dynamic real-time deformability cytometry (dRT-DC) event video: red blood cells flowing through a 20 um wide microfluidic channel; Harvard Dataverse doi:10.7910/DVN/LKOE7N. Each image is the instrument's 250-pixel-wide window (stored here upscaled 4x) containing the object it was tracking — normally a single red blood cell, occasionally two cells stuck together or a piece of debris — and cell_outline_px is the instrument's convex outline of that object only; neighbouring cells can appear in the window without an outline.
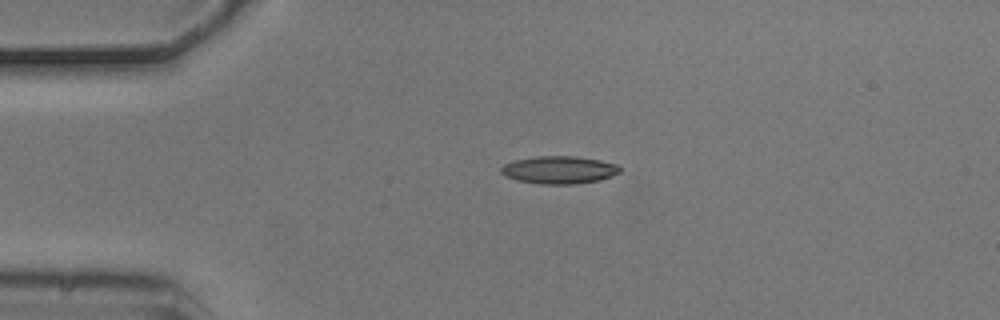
{"species": "common noctule bat (a hibernating species)", "species_latin": "Nyctalus noctula", "temperature_condition": "cold", "stored_images_in_passage": 4, "camera_frame_rate_fps": 3000, "um_per_image_px": 0.085, "animal": {"sex": "male", "body_mass_g": 20.5, "forearm_length_mm": 52.5}, "frame": {"image": 1, "passage_image": 3, "time_ms": 0.667, "image_size_px": [1000, 320], "cell_outline_px": [[620, 172], [612, 176], [600, 180], [576, 184], [540, 184], [516, 180], [504, 176], [500, 172], [500, 168], [504, 164], [512, 160], [536, 156], [576, 156], [600, 160], [620, 164]], "centroid_in_image_um": [47.52, 14.44], "position_along_channel_um": 37.5, "area_um2": 19.48}}